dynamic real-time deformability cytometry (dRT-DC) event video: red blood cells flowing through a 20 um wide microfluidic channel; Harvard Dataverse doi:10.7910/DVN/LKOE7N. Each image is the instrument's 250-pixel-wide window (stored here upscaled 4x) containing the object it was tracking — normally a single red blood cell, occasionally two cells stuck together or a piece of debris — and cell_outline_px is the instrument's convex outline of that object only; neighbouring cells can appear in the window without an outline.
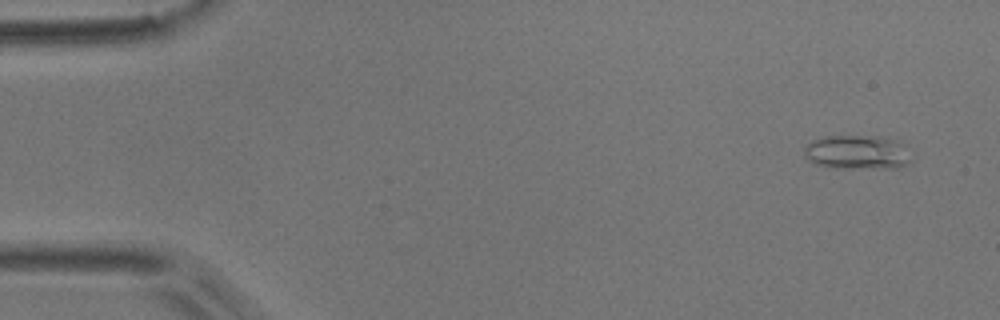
{"species": "common noctule bat (a hibernating species)", "species_latin": "Nyctalus noctula", "temperature_condition": "room temperature", "stored_images_in_passage": 9, "camera_frame_rate_fps": 3000, "um_per_image_px": 0.085, "animal": {"sex": "male", "body_mass_g": 17.9}, "frame": {"image": 1, "passage_image": 1, "time_ms": 0.0, "image_size_px": [1000, 320], "cell_outline_px": [[908, 164], [900, 168], [836, 168], [820, 164], [804, 156], [804, 148], [812, 140], [824, 136], [880, 136], [900, 140], [908, 160]], "centroid_in_image_um": [72.85, 12.93], "position_along_channel_um": 12.1, "area_um2": 21.04}}
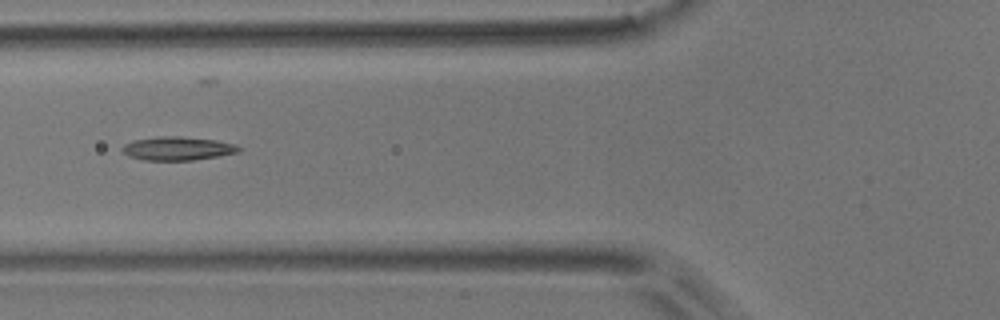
{"frame": {"image": 2, "passage_image": 5, "time_ms": 1.333, "image_size_px": [1000, 320], "cell_outline_px": [[240, 152], [192, 160], [144, 160], [128, 156], [120, 148], [124, 144], [132, 140], [156, 136], [180, 136], [216, 140], [232, 144], [240, 148]], "centroid_in_image_um": [15.03, 12.61], "position_along_channel_um": 110.8, "area_um2": 15.95}}
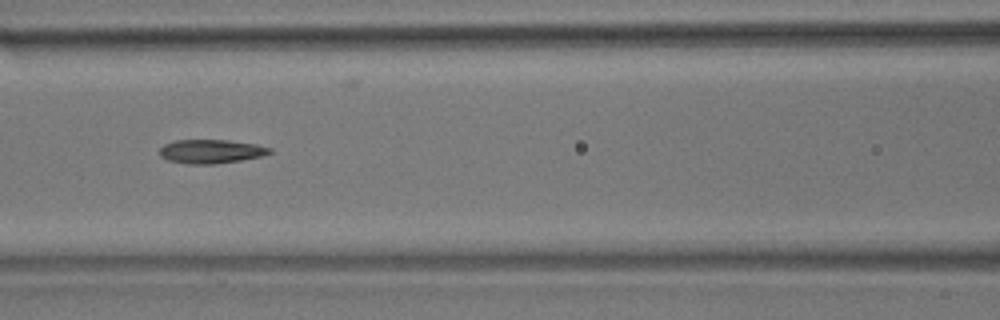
{"frame": {"image": 3, "passage_image": 6, "time_ms": 1.667, "image_size_px": [1000, 320], "cell_outline_px": [[272, 152], [260, 156], [240, 160], [212, 164], [188, 164], [168, 160], [160, 156], [160, 148], [164, 144], [176, 140], [228, 140], [256, 144], [272, 148]], "centroid_in_image_um": [17.92, 12.86], "position_along_channel_um": 148.7, "area_um2": 15.2}}